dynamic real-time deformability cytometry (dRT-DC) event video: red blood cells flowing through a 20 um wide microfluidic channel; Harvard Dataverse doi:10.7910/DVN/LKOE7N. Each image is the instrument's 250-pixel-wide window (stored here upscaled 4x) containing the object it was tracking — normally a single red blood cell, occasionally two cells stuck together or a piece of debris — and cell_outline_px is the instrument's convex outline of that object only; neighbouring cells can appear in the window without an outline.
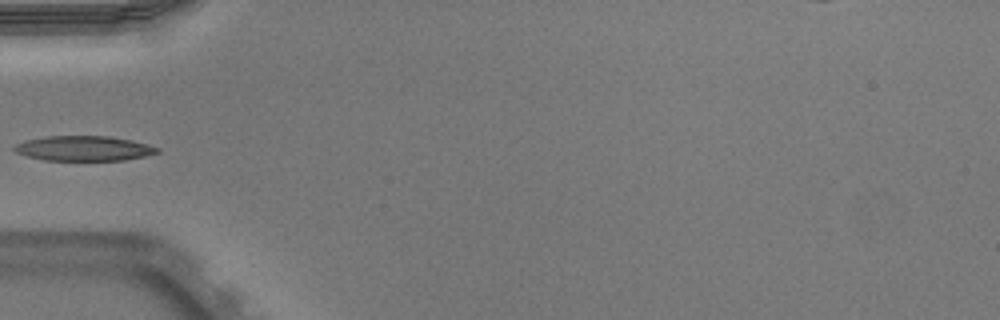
{"species": "Egyptian fruit bat (a non-hibernating species)", "species_latin": "Rousettus aegyptiacus", "temperature_condition": "warm", "stored_images_in_passage": 35, "camera_frame_rate_fps": 3000, "um_per_image_px": 0.085, "animal": {"sex": "male"}, "frame": {"image": 1, "passage_image": 1, "time_ms": 0.0, "image_size_px": [1000, 320], "cell_outline_px": [[160, 152], [144, 156], [124, 160], [44, 160], [28, 156], [16, 152], [12, 148], [16, 144], [24, 140], [44, 136], [108, 136], [132, 140], [148, 144], [160, 148]], "centroid_in_image_um": [7.13, 12.6], "position_along_channel_um": 77.9, "area_um2": 20.81}}
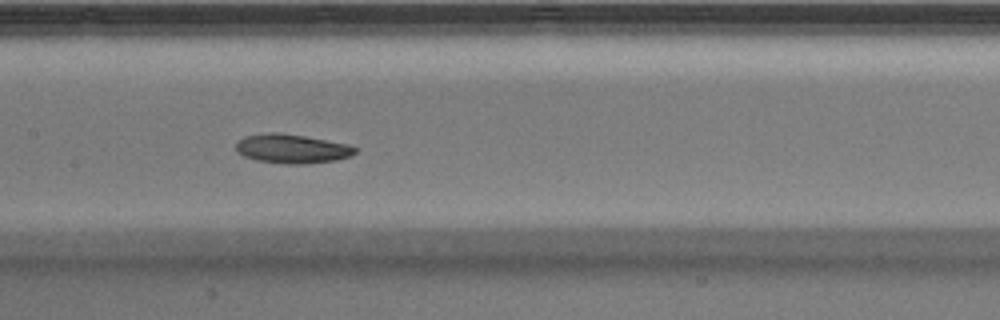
{"frame": {"image": 2, "passage_image": 9, "time_ms": 2.667, "image_size_px": [1000, 320], "cell_outline_px": [[356, 152], [352, 156], [336, 160], [304, 164], [284, 164], [256, 160], [244, 156], [236, 152], [236, 140], [244, 136], [272, 132], [276, 132], [304, 136], [348, 144], [356, 148]], "centroid_in_image_um": [24.79, 12.64], "position_along_channel_um": 182.6, "area_um2": 20.29}}
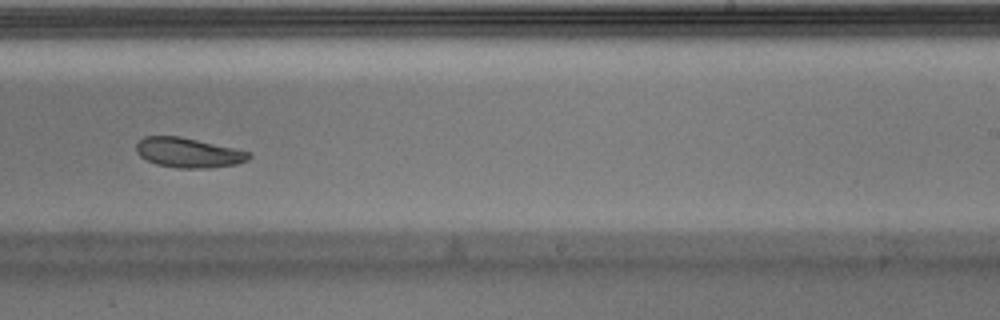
{"frame": {"image": 3, "passage_image": 16, "time_ms": 5.0, "image_size_px": [1000, 320], "cell_outline_px": [[252, 156], [248, 160], [236, 164], [208, 168], [176, 168], [156, 164], [140, 156], [136, 152], [136, 144], [144, 136], [180, 136], [252, 152]], "centroid_in_image_um": [16.02, 12.98], "position_along_channel_um": 273.0, "area_um2": 19.59}}